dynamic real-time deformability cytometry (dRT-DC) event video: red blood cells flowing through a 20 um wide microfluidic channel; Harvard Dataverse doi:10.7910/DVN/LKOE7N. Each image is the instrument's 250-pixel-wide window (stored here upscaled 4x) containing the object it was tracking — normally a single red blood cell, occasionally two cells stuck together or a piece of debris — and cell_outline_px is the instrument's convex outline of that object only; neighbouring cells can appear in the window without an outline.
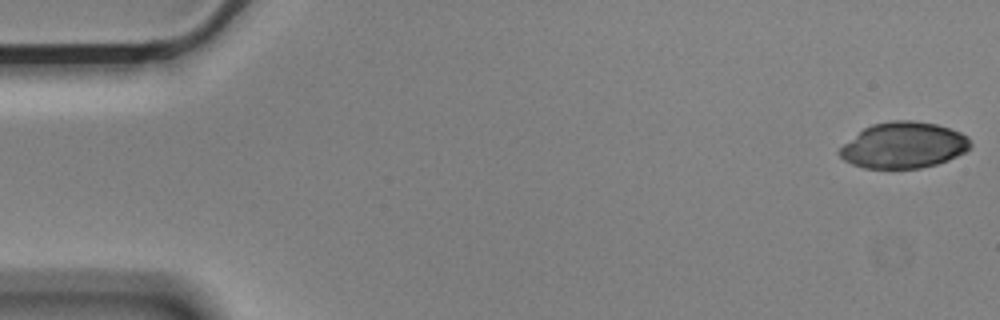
{"species": "Egyptian fruit bat (a non-hibernating species)", "species_latin": "Rousettus aegyptiacus", "temperature_condition": "cold", "stored_images_in_passage": 56, "camera_frame_rate_fps": 3000, "um_per_image_px": 0.085, "animal": {"sex": "male"}, "frame": {"image": 1, "passage_image": 1, "time_ms": 0.0, "image_size_px": [1000, 320], "cell_outline_px": [[972, 144], [964, 152], [948, 160], [936, 164], [920, 168], [864, 168], [852, 164], [844, 160], [836, 152], [844, 144], [864, 128], [872, 124], [892, 120], [912, 120], [936, 124], [960, 132], [968, 136]], "centroid_in_image_um": [76.8, 12.34], "position_along_channel_um": 8.2, "area_um2": 34.97}}